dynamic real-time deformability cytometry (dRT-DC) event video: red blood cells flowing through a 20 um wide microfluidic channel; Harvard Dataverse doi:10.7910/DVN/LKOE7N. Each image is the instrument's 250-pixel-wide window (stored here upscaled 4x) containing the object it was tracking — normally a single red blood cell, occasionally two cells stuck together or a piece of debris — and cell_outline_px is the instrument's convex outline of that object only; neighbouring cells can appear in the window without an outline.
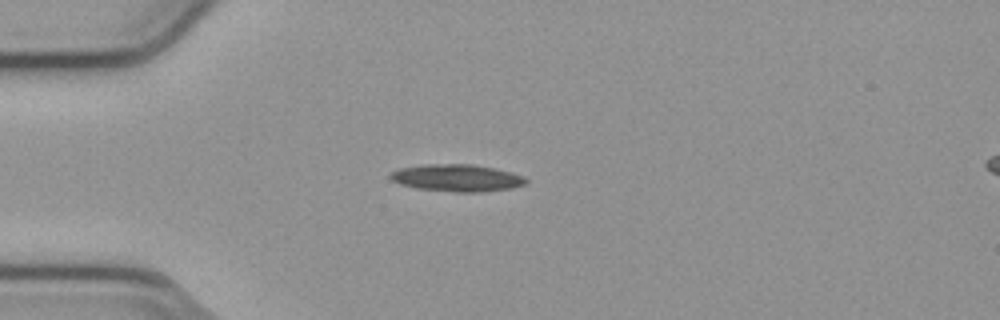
{"species": "common noctule bat (a hibernating species)", "species_latin": "Nyctalus noctula", "temperature_condition": "cold", "stored_images_in_passage": 41, "camera_frame_rate_fps": 3000, "um_per_image_px": 0.085, "animal": {"sex": "male", "body_mass_g": 23.1, "forearm_length_mm": 52.7}, "frame": {"image": 1, "passage_image": 1, "time_ms": 0.0, "image_size_px": [1000, 320], "cell_outline_px": [[528, 180], [524, 184], [512, 188], [480, 192], [456, 192], [416, 188], [400, 184], [392, 180], [388, 176], [388, 172], [400, 168], [424, 164], [472, 164], [492, 168], [524, 176]], "centroid_in_image_um": [38.78, 15.12], "position_along_channel_um": 46.2, "area_um2": 21.39}}
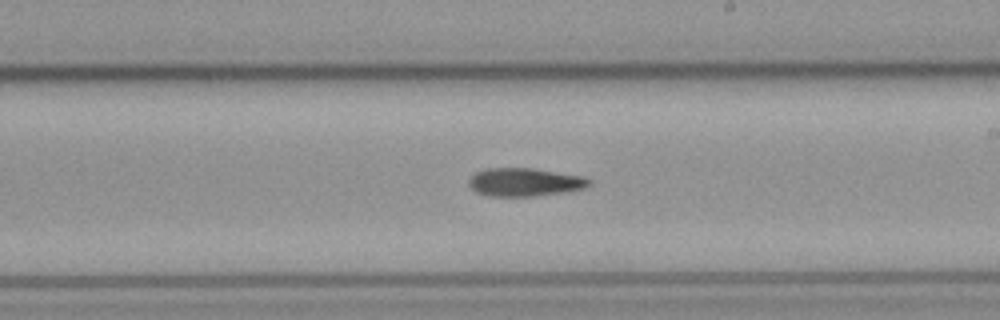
{"frame": {"image": 2, "passage_image": 18, "time_ms": 5.667, "image_size_px": [1000, 320], "cell_outline_px": [[592, 184], [584, 188], [564, 192], [532, 196], [488, 196], [476, 192], [468, 184], [468, 180], [476, 172], [484, 168], [532, 168], [580, 176], [592, 180]], "centroid_in_image_um": [44.57, 15.48], "position_along_channel_um": 244.4, "area_um2": 19.71}}
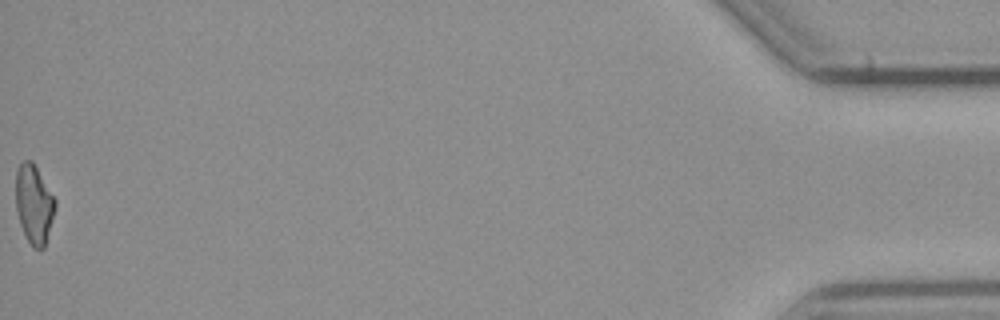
{"frame": {"image": 3, "passage_image": 41, "time_ms": 13.333, "image_size_px": [1000, 320], "cell_outline_px": [[56, 204], [44, 248], [32, 248], [20, 224], [16, 208], [16, 168], [24, 160], [32, 160], [56, 200]], "centroid_in_image_um": [2.88, 17.33], "position_along_channel_um": 432.3, "area_um2": 17.86}}